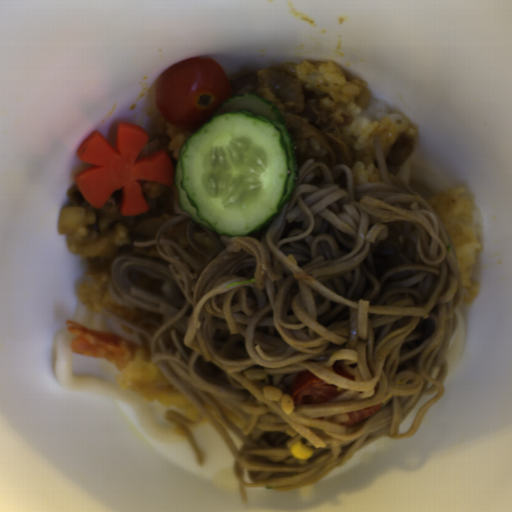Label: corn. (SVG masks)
I'll list each match as a JSON object with an SVG mask.
<instances>
[{
	"label": "corn",
	"instance_id": "51d56268",
	"mask_svg": "<svg viewBox=\"0 0 512 512\" xmlns=\"http://www.w3.org/2000/svg\"><path fill=\"white\" fill-rule=\"evenodd\" d=\"M292 456L298 459H308L311 457L313 450L301 440H297L289 449Z\"/></svg>",
	"mask_w": 512,
	"mask_h": 512
}]
</instances>
